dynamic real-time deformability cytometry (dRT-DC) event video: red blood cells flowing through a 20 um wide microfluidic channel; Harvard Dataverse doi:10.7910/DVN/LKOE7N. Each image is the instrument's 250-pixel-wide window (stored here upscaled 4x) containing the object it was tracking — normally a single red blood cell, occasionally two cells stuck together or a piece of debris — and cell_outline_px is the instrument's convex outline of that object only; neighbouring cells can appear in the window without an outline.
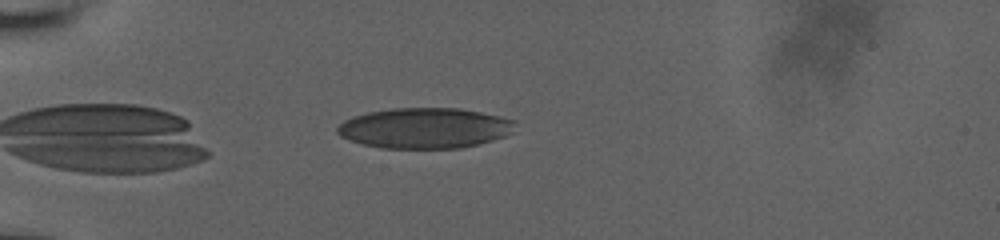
{"species": "human", "species_latin": "Homo sapiens", "temperature_condition": "room temperature", "stored_images_in_passage": 42, "camera_frame_rate_fps": 3000, "um_per_image_px": 0.085, "donor": {"sex": "male"}, "frame": {"image": 1, "passage_image": 3, "time_ms": 0.667, "image_size_px": [1000, 240], "cell_outline_px": [[516, 120], [512, 132], [504, 136], [492, 140], [460, 148], [380, 148], [348, 140], [340, 136], [336, 132], [336, 128], [344, 120], [352, 116], [368, 112], [392, 108], [460, 108], [500, 116]], "centroid_in_image_um": [36.07, 10.88], "position_along_channel_um": 48.9, "area_um2": 42.02}}
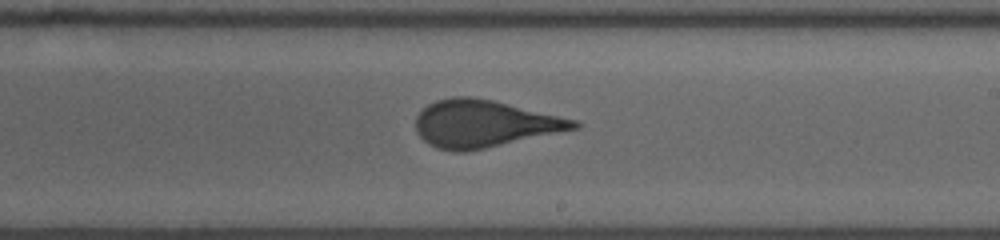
{"frame": {"image": 2, "passage_image": 21, "time_ms": 6.667, "image_size_px": [1000, 240], "cell_outline_px": [[580, 128], [484, 148], [464, 152], [456, 152], [436, 148], [428, 144], [416, 132], [416, 116], [428, 104], [436, 100], [452, 96], [472, 96], [492, 100], [576, 120], [580, 124]], "centroid_in_image_um": [41.11, 10.51], "position_along_channel_um": 247.9, "area_um2": 43.18}}
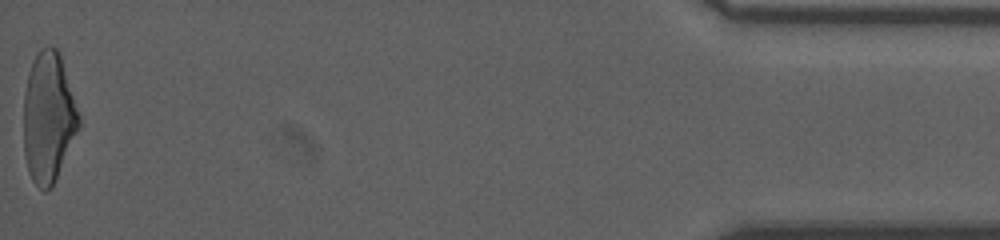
{"frame": {"image": 3, "passage_image": 42, "time_ms": 13.667, "image_size_px": [1000, 240], "cell_outline_px": [[80, 124], [56, 176], [52, 184], [44, 192], [32, 180], [28, 172], [24, 156], [24, 92], [28, 72], [40, 48], [56, 48], [60, 52], [80, 116]], "centroid_in_image_um": [4.1, 9.95], "position_along_channel_um": 431.1, "area_um2": 41.33}, "authors_computed_cell_mechanics": {"area_um2": 42.8876, "velocity_mm_per_s": 3.8348, "shape_relaxation_time_tau1_ms": 5.8922, "shape_relaxation_time_tau2_ms": null, "deformation_change_tau1": 0.1839, "deformation_change_tau2": null}}